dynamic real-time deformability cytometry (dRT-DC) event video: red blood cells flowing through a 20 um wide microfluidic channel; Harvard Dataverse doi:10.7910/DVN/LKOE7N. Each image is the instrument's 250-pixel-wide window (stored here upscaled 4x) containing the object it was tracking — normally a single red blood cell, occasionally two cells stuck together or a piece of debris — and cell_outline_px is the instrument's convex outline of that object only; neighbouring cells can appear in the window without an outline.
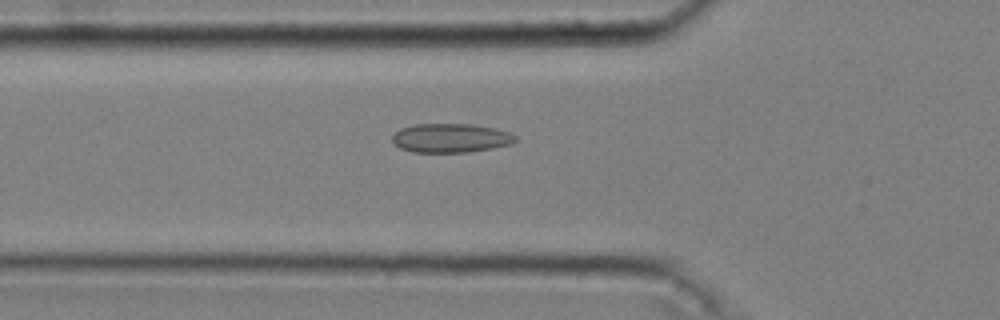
{"species": "common noctule bat (a hibernating species)", "species_latin": "Nyctalus noctula", "temperature_condition": "cold", "stored_images_in_passage": 41, "camera_frame_rate_fps": 3000, "um_per_image_px": 0.085, "animal": {"sex": "male", "body_mass_g": 20.4}, "frame": {"image": 1, "passage_image": 11, "time_ms": 3.333, "image_size_px": [1000, 320], "cell_outline_px": [[516, 140], [512, 144], [492, 148], [468, 152], [412, 152], [400, 148], [392, 140], [392, 136], [400, 128], [412, 124], [472, 124], [492, 128], [508, 132], [516, 136]], "centroid_in_image_um": [38.29, 11.73], "position_along_channel_um": 87.5, "area_um2": 20.75}}
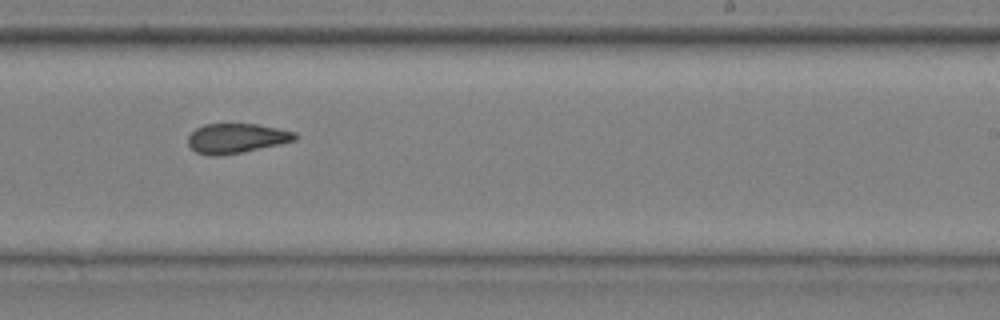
{"frame": {"image": 2, "passage_image": 26, "time_ms": 8.333, "image_size_px": [1000, 320], "cell_outline_px": [[300, 136], [296, 140], [280, 144], [240, 152], [216, 156], [208, 156], [196, 152], [188, 144], [188, 136], [196, 128], [204, 124], [256, 124], [296, 132]], "centroid_in_image_um": [20.1, 11.75], "position_along_channel_um": 268.9, "area_um2": 18.44}}
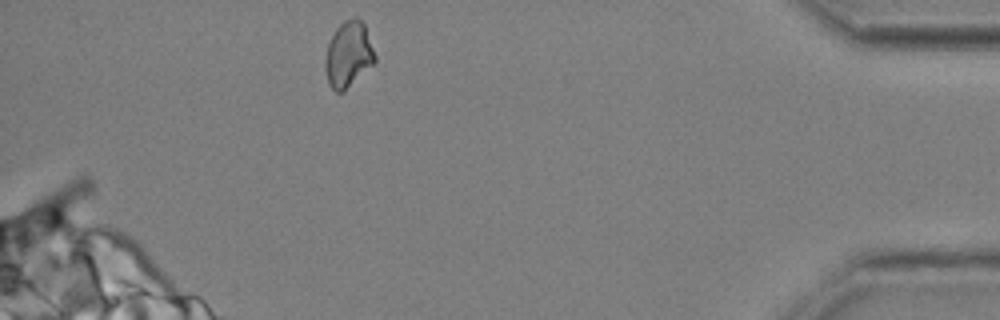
{"frame": {"image": 3, "passage_image": 41, "time_ms": 13.333, "image_size_px": [1000, 320], "cell_outline_px": [[376, 60], [344, 92], [336, 92], [328, 84], [324, 68], [324, 60], [328, 44], [336, 28], [344, 20], [352, 16], [356, 16], [364, 24], [376, 56]], "centroid_in_image_um": [29.59, 4.62], "position_along_channel_um": 405.6, "area_um2": 19.07}, "authors_computed_cell_mechanics": {"area_um2": 18.9584, "velocity_mm_per_s": 3.6226, "shape_relaxation_time_tau1_ms": null, "shape_relaxation_time_tau2_ms": 2.1144, "deformation_change_tau1": null, "deformation_change_tau2": 0.0736}}